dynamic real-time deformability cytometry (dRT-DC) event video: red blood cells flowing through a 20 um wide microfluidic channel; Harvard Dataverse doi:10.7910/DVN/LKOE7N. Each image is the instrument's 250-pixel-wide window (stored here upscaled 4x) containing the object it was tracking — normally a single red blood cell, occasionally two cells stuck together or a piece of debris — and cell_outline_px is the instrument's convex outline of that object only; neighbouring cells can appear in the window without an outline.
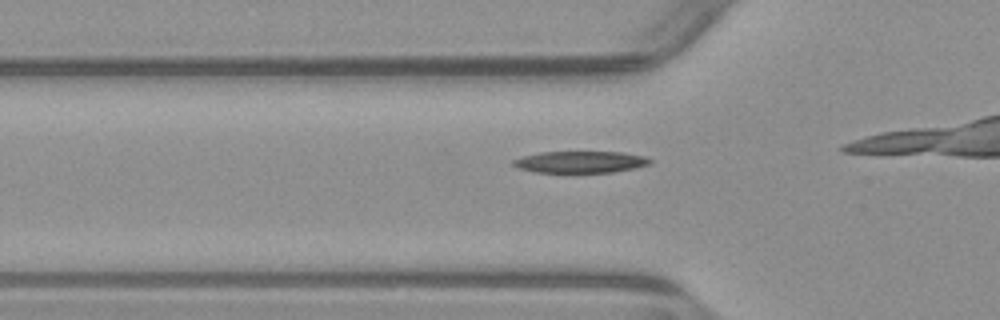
{"species": "common noctule bat (a hibernating species)", "species_latin": "Nyctalus noctula", "temperature_condition": "warm", "stored_images_in_passage": 10, "camera_frame_rate_fps": 3000, "um_per_image_px": 0.085, "animal": {"sex": "male", "body_mass_g": 23.1, "forearm_length_mm": 52.7}, "frame": {"image": 1, "passage_image": 5, "time_ms": 1.333, "image_size_px": [1000, 320], "cell_outline_px": [[652, 160], [648, 164], [632, 168], [612, 172], [576, 176], [536, 172], [520, 168], [512, 164], [512, 160], [524, 156], [540, 152], [620, 152], [644, 156]], "centroid_in_image_um": [49.28, 13.82], "position_along_channel_um": 76.5, "area_um2": 18.03}}